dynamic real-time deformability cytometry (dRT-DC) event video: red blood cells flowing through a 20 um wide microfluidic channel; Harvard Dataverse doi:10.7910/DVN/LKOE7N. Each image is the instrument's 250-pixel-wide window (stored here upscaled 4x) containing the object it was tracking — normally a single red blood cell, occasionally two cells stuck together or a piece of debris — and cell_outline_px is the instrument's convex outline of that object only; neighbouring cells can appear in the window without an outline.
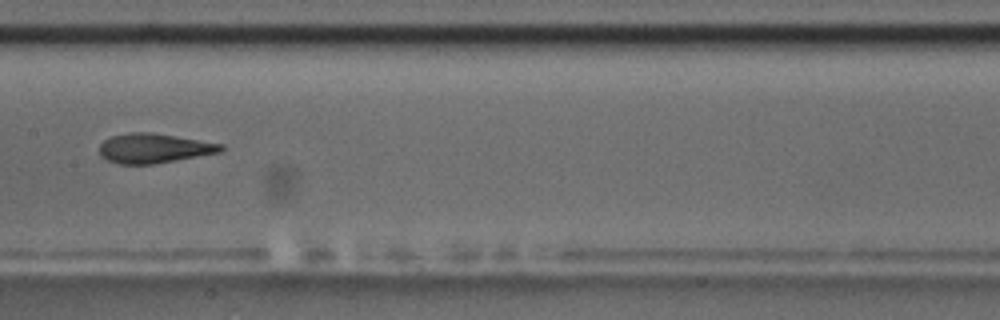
{"species": "common noctule bat (a hibernating species)", "species_latin": "Nyctalus noctula", "temperature_condition": "room temperature", "stored_images_in_passage": 9, "camera_frame_rate_fps": 3000, "um_per_image_px": 0.085, "animal": {"sex": "male", "body_mass_g": 17.5, "forearm_length_mm": 52.3}, "frame": {"image": 1, "passage_image": 6, "time_ms": 6.0, "image_size_px": [1000, 320], "cell_outline_px": [[224, 148], [220, 152], [156, 164], [120, 164], [108, 160], [100, 156], [100, 144], [104, 140], [112, 136], [128, 132], [152, 132], [224, 144]], "centroid_in_image_um": [13.08, 12.6], "position_along_channel_um": 194.3, "area_um2": 20.98}}